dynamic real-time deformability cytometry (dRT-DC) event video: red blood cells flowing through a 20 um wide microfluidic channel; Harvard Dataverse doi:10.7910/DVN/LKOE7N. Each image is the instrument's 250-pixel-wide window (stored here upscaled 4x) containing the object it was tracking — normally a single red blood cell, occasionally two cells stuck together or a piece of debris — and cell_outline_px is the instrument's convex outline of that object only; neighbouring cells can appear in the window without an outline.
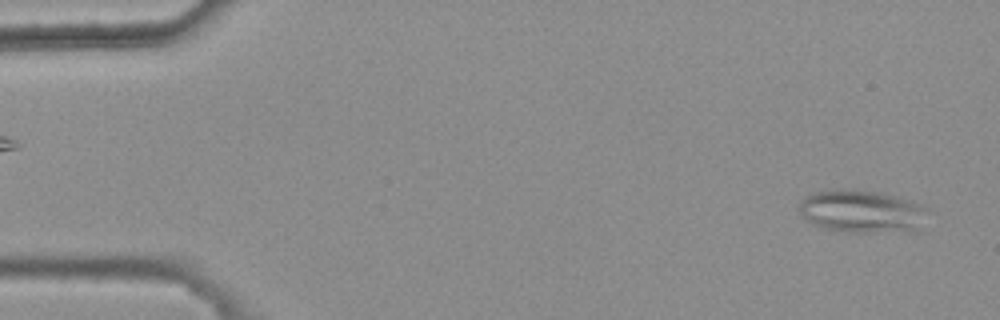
{"species": "common noctule bat (a hibernating species)", "species_latin": "Nyctalus noctula", "temperature_condition": "warm", "stored_images_in_passage": 3, "camera_frame_rate_fps": 3000, "um_per_image_px": 0.085, "animal": {"sex": "female", "body_mass_g": 25.1}, "frame": {"image": 1, "passage_image": 3, "time_ms": 0.667, "image_size_px": [1000, 320], "cell_outline_px": [[928, 212], [916, 228], [912, 232], [848, 232], [828, 228], [816, 224], [808, 220], [800, 212], [800, 204], [804, 196], [816, 192], [832, 188], [856, 188], [880, 192], [912, 200], [928, 208]], "centroid_in_image_um": [73.28, 17.93], "position_along_channel_um": 11.7, "area_um2": 32.14}}